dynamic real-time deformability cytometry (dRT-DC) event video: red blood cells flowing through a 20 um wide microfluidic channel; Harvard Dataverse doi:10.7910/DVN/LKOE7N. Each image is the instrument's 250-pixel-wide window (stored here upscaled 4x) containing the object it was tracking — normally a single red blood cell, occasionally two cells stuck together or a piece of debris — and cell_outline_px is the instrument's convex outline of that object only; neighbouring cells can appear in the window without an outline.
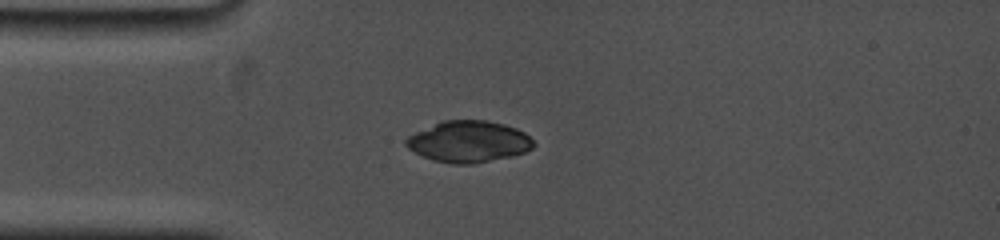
{"species": "common noctule bat (a hibernating species)", "species_latin": "Nyctalus noctula", "temperature_condition": "cold", "stored_images_in_passage": 39, "camera_frame_rate_fps": 5000, "um_per_image_px": 0.085, "animal": {"sex": "female", "body_mass_g": 19.0, "forearm_length_mm": 53.3}, "frame": {"image": 1, "passage_image": 1, "time_ms": 0.0, "image_size_px": [1000, 240], "cell_outline_px": [[536, 144], [532, 148], [524, 152], [512, 156], [472, 164], [452, 164], [432, 160], [408, 148], [404, 144], [404, 140], [408, 136], [416, 132], [444, 120], [488, 120], [504, 124], [516, 128], [524, 132]], "centroid_in_image_um": [39.84, 12.04], "position_along_channel_um": 45.2, "area_um2": 30.63}}